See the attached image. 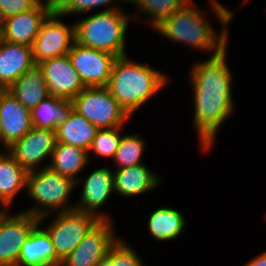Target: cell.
<instances>
[{
  "instance_id": "17",
  "label": "cell",
  "mask_w": 266,
  "mask_h": 266,
  "mask_svg": "<svg viewBox=\"0 0 266 266\" xmlns=\"http://www.w3.org/2000/svg\"><path fill=\"white\" fill-rule=\"evenodd\" d=\"M34 65L32 46L0 39V90H7Z\"/></svg>"
},
{
  "instance_id": "29",
  "label": "cell",
  "mask_w": 266,
  "mask_h": 266,
  "mask_svg": "<svg viewBox=\"0 0 266 266\" xmlns=\"http://www.w3.org/2000/svg\"><path fill=\"white\" fill-rule=\"evenodd\" d=\"M122 127L98 129L88 153L92 151L98 158L107 157L112 160L122 139Z\"/></svg>"
},
{
  "instance_id": "35",
  "label": "cell",
  "mask_w": 266,
  "mask_h": 266,
  "mask_svg": "<svg viewBox=\"0 0 266 266\" xmlns=\"http://www.w3.org/2000/svg\"><path fill=\"white\" fill-rule=\"evenodd\" d=\"M0 142H2V131H1V126H0Z\"/></svg>"
},
{
  "instance_id": "16",
  "label": "cell",
  "mask_w": 266,
  "mask_h": 266,
  "mask_svg": "<svg viewBox=\"0 0 266 266\" xmlns=\"http://www.w3.org/2000/svg\"><path fill=\"white\" fill-rule=\"evenodd\" d=\"M0 126L6 150L33 128L30 110L7 90H0Z\"/></svg>"
},
{
  "instance_id": "30",
  "label": "cell",
  "mask_w": 266,
  "mask_h": 266,
  "mask_svg": "<svg viewBox=\"0 0 266 266\" xmlns=\"http://www.w3.org/2000/svg\"><path fill=\"white\" fill-rule=\"evenodd\" d=\"M127 2L128 0H56L55 10L59 15H79L101 6H107L112 2Z\"/></svg>"
},
{
  "instance_id": "1",
  "label": "cell",
  "mask_w": 266,
  "mask_h": 266,
  "mask_svg": "<svg viewBox=\"0 0 266 266\" xmlns=\"http://www.w3.org/2000/svg\"><path fill=\"white\" fill-rule=\"evenodd\" d=\"M227 47L204 61L195 62L190 70L193 88V126L198 133L201 149L213 147L222 124L234 112L232 97L233 74L226 60Z\"/></svg>"
},
{
  "instance_id": "20",
  "label": "cell",
  "mask_w": 266,
  "mask_h": 266,
  "mask_svg": "<svg viewBox=\"0 0 266 266\" xmlns=\"http://www.w3.org/2000/svg\"><path fill=\"white\" fill-rule=\"evenodd\" d=\"M7 91L29 110L34 109L50 95L43 72L38 65H34L30 70L26 71Z\"/></svg>"
},
{
  "instance_id": "14",
  "label": "cell",
  "mask_w": 266,
  "mask_h": 266,
  "mask_svg": "<svg viewBox=\"0 0 266 266\" xmlns=\"http://www.w3.org/2000/svg\"><path fill=\"white\" fill-rule=\"evenodd\" d=\"M85 181L78 179L76 185L83 181L81 199L75 204L78 211L91 213L99 219L112 220L107 212H100L110 194L114 193L113 170L108 167L97 168L91 172Z\"/></svg>"
},
{
  "instance_id": "7",
  "label": "cell",
  "mask_w": 266,
  "mask_h": 266,
  "mask_svg": "<svg viewBox=\"0 0 266 266\" xmlns=\"http://www.w3.org/2000/svg\"><path fill=\"white\" fill-rule=\"evenodd\" d=\"M55 218V219H54ZM44 229L51 237L55 252L62 261L83 240L90 229L100 220L97 216L78 211L56 212Z\"/></svg>"
},
{
  "instance_id": "34",
  "label": "cell",
  "mask_w": 266,
  "mask_h": 266,
  "mask_svg": "<svg viewBox=\"0 0 266 266\" xmlns=\"http://www.w3.org/2000/svg\"><path fill=\"white\" fill-rule=\"evenodd\" d=\"M2 23H3V18H2L1 14H0V29H1Z\"/></svg>"
},
{
  "instance_id": "3",
  "label": "cell",
  "mask_w": 266,
  "mask_h": 266,
  "mask_svg": "<svg viewBox=\"0 0 266 266\" xmlns=\"http://www.w3.org/2000/svg\"><path fill=\"white\" fill-rule=\"evenodd\" d=\"M127 57L115 59L107 88L131 117L134 111L167 85L170 77L147 63L141 64Z\"/></svg>"
},
{
  "instance_id": "9",
  "label": "cell",
  "mask_w": 266,
  "mask_h": 266,
  "mask_svg": "<svg viewBox=\"0 0 266 266\" xmlns=\"http://www.w3.org/2000/svg\"><path fill=\"white\" fill-rule=\"evenodd\" d=\"M112 221L100 219L60 266H96L119 238Z\"/></svg>"
},
{
  "instance_id": "33",
  "label": "cell",
  "mask_w": 266,
  "mask_h": 266,
  "mask_svg": "<svg viewBox=\"0 0 266 266\" xmlns=\"http://www.w3.org/2000/svg\"><path fill=\"white\" fill-rule=\"evenodd\" d=\"M6 208V209H5ZM8 207L6 205H2V208H0V220L5 216L7 213Z\"/></svg>"
},
{
  "instance_id": "4",
  "label": "cell",
  "mask_w": 266,
  "mask_h": 266,
  "mask_svg": "<svg viewBox=\"0 0 266 266\" xmlns=\"http://www.w3.org/2000/svg\"><path fill=\"white\" fill-rule=\"evenodd\" d=\"M130 15L122 10L120 4H117L79 19L75 23L76 42L117 57L125 56L127 55L125 40L128 24L134 17Z\"/></svg>"
},
{
  "instance_id": "13",
  "label": "cell",
  "mask_w": 266,
  "mask_h": 266,
  "mask_svg": "<svg viewBox=\"0 0 266 266\" xmlns=\"http://www.w3.org/2000/svg\"><path fill=\"white\" fill-rule=\"evenodd\" d=\"M56 131L33 127L24 137L14 142L7 151L27 172L37 170L42 160L54 151Z\"/></svg>"
},
{
  "instance_id": "6",
  "label": "cell",
  "mask_w": 266,
  "mask_h": 266,
  "mask_svg": "<svg viewBox=\"0 0 266 266\" xmlns=\"http://www.w3.org/2000/svg\"><path fill=\"white\" fill-rule=\"evenodd\" d=\"M72 101L73 110L98 129L124 126L130 118L107 87H86Z\"/></svg>"
},
{
  "instance_id": "19",
  "label": "cell",
  "mask_w": 266,
  "mask_h": 266,
  "mask_svg": "<svg viewBox=\"0 0 266 266\" xmlns=\"http://www.w3.org/2000/svg\"><path fill=\"white\" fill-rule=\"evenodd\" d=\"M38 224L24 242L17 266H60L51 237L44 228Z\"/></svg>"
},
{
  "instance_id": "28",
  "label": "cell",
  "mask_w": 266,
  "mask_h": 266,
  "mask_svg": "<svg viewBox=\"0 0 266 266\" xmlns=\"http://www.w3.org/2000/svg\"><path fill=\"white\" fill-rule=\"evenodd\" d=\"M96 266H145L137 252L120 237Z\"/></svg>"
},
{
  "instance_id": "32",
  "label": "cell",
  "mask_w": 266,
  "mask_h": 266,
  "mask_svg": "<svg viewBox=\"0 0 266 266\" xmlns=\"http://www.w3.org/2000/svg\"><path fill=\"white\" fill-rule=\"evenodd\" d=\"M243 266H266V250L261 254L259 253L255 258L253 257Z\"/></svg>"
},
{
  "instance_id": "22",
  "label": "cell",
  "mask_w": 266,
  "mask_h": 266,
  "mask_svg": "<svg viewBox=\"0 0 266 266\" xmlns=\"http://www.w3.org/2000/svg\"><path fill=\"white\" fill-rule=\"evenodd\" d=\"M89 158L88 151L83 148L57 142L50 164L45 166L77 182V175L86 167Z\"/></svg>"
},
{
  "instance_id": "10",
  "label": "cell",
  "mask_w": 266,
  "mask_h": 266,
  "mask_svg": "<svg viewBox=\"0 0 266 266\" xmlns=\"http://www.w3.org/2000/svg\"><path fill=\"white\" fill-rule=\"evenodd\" d=\"M68 57L85 87H107L117 56L75 42Z\"/></svg>"
},
{
  "instance_id": "26",
  "label": "cell",
  "mask_w": 266,
  "mask_h": 266,
  "mask_svg": "<svg viewBox=\"0 0 266 266\" xmlns=\"http://www.w3.org/2000/svg\"><path fill=\"white\" fill-rule=\"evenodd\" d=\"M141 11V14L148 15L149 26L154 30L166 18L180 10L187 0H128ZM143 12V13H142Z\"/></svg>"
},
{
  "instance_id": "2",
  "label": "cell",
  "mask_w": 266,
  "mask_h": 266,
  "mask_svg": "<svg viewBox=\"0 0 266 266\" xmlns=\"http://www.w3.org/2000/svg\"><path fill=\"white\" fill-rule=\"evenodd\" d=\"M212 12L219 19L222 30L218 34L206 19V11L196 7L195 2L188 1L180 10L173 13L159 24L154 30L170 41L189 45L196 50L219 53L228 45V25L233 19V10L230 11L218 0H209ZM205 14V15H204ZM205 16V17H204Z\"/></svg>"
},
{
  "instance_id": "5",
  "label": "cell",
  "mask_w": 266,
  "mask_h": 266,
  "mask_svg": "<svg viewBox=\"0 0 266 266\" xmlns=\"http://www.w3.org/2000/svg\"><path fill=\"white\" fill-rule=\"evenodd\" d=\"M75 185L76 182L72 179L46 166L30 171L26 176V192L36 204L21 212L39 217V224L42 226V222L51 213L75 209V203L69 204Z\"/></svg>"
},
{
  "instance_id": "15",
  "label": "cell",
  "mask_w": 266,
  "mask_h": 266,
  "mask_svg": "<svg viewBox=\"0 0 266 266\" xmlns=\"http://www.w3.org/2000/svg\"><path fill=\"white\" fill-rule=\"evenodd\" d=\"M38 66L52 96L72 100L86 88L68 54L42 61Z\"/></svg>"
},
{
  "instance_id": "12",
  "label": "cell",
  "mask_w": 266,
  "mask_h": 266,
  "mask_svg": "<svg viewBox=\"0 0 266 266\" xmlns=\"http://www.w3.org/2000/svg\"><path fill=\"white\" fill-rule=\"evenodd\" d=\"M55 10V2L40 0L32 9L3 20L0 39L32 46L41 25Z\"/></svg>"
},
{
  "instance_id": "11",
  "label": "cell",
  "mask_w": 266,
  "mask_h": 266,
  "mask_svg": "<svg viewBox=\"0 0 266 266\" xmlns=\"http://www.w3.org/2000/svg\"><path fill=\"white\" fill-rule=\"evenodd\" d=\"M11 215L7 212L0 220V266L18 265L24 242L39 224V217L28 213Z\"/></svg>"
},
{
  "instance_id": "27",
  "label": "cell",
  "mask_w": 266,
  "mask_h": 266,
  "mask_svg": "<svg viewBox=\"0 0 266 266\" xmlns=\"http://www.w3.org/2000/svg\"><path fill=\"white\" fill-rule=\"evenodd\" d=\"M138 134L122 136L119 147L112 159L117 169L144 164L142 162L145 142Z\"/></svg>"
},
{
  "instance_id": "31",
  "label": "cell",
  "mask_w": 266,
  "mask_h": 266,
  "mask_svg": "<svg viewBox=\"0 0 266 266\" xmlns=\"http://www.w3.org/2000/svg\"><path fill=\"white\" fill-rule=\"evenodd\" d=\"M40 0H0V14L4 19L32 9Z\"/></svg>"
},
{
  "instance_id": "24",
  "label": "cell",
  "mask_w": 266,
  "mask_h": 266,
  "mask_svg": "<svg viewBox=\"0 0 266 266\" xmlns=\"http://www.w3.org/2000/svg\"><path fill=\"white\" fill-rule=\"evenodd\" d=\"M98 128L75 110L56 129L57 142L78 146L89 152Z\"/></svg>"
},
{
  "instance_id": "8",
  "label": "cell",
  "mask_w": 266,
  "mask_h": 266,
  "mask_svg": "<svg viewBox=\"0 0 266 266\" xmlns=\"http://www.w3.org/2000/svg\"><path fill=\"white\" fill-rule=\"evenodd\" d=\"M54 10L41 25L32 45V58L35 65L42 61L67 55L76 42L75 23L70 26L59 20Z\"/></svg>"
},
{
  "instance_id": "21",
  "label": "cell",
  "mask_w": 266,
  "mask_h": 266,
  "mask_svg": "<svg viewBox=\"0 0 266 266\" xmlns=\"http://www.w3.org/2000/svg\"><path fill=\"white\" fill-rule=\"evenodd\" d=\"M28 172L5 150L0 154V206H11L20 190H26Z\"/></svg>"
},
{
  "instance_id": "18",
  "label": "cell",
  "mask_w": 266,
  "mask_h": 266,
  "mask_svg": "<svg viewBox=\"0 0 266 266\" xmlns=\"http://www.w3.org/2000/svg\"><path fill=\"white\" fill-rule=\"evenodd\" d=\"M114 192L118 196H139L152 191L161 183V178L145 164L114 169Z\"/></svg>"
},
{
  "instance_id": "25",
  "label": "cell",
  "mask_w": 266,
  "mask_h": 266,
  "mask_svg": "<svg viewBox=\"0 0 266 266\" xmlns=\"http://www.w3.org/2000/svg\"><path fill=\"white\" fill-rule=\"evenodd\" d=\"M186 220L183 213L169 207L157 208L148 219L147 227L155 240L176 239L185 230Z\"/></svg>"
},
{
  "instance_id": "23",
  "label": "cell",
  "mask_w": 266,
  "mask_h": 266,
  "mask_svg": "<svg viewBox=\"0 0 266 266\" xmlns=\"http://www.w3.org/2000/svg\"><path fill=\"white\" fill-rule=\"evenodd\" d=\"M73 110V101L49 95L30 110L33 127L51 129L64 123Z\"/></svg>"
}]
</instances>
